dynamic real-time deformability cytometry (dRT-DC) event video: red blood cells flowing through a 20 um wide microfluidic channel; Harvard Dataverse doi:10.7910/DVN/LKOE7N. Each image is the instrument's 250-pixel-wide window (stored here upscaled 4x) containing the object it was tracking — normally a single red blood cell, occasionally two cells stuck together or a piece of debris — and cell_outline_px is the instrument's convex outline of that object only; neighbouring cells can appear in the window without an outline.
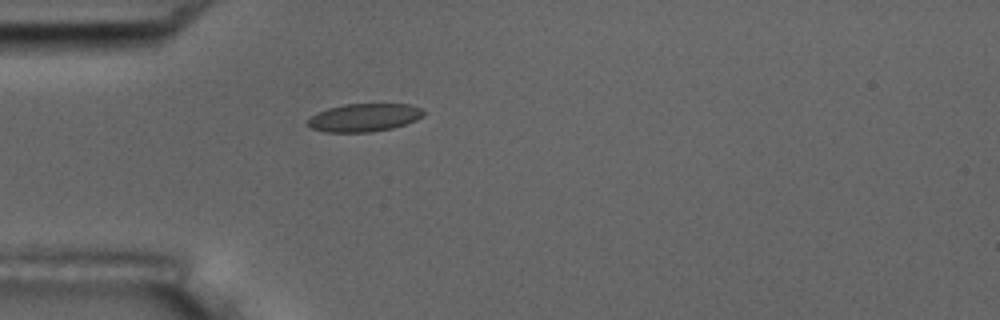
{"species": "common noctule bat (a hibernating species)", "species_latin": "Nyctalus noctula", "temperature_condition": "room temperature", "stored_images_in_passage": 1, "camera_frame_rate_fps": 3000, "um_per_image_px": 0.085, "animal": {"sex": "male", "body_mass_g": 17.5, "forearm_length_mm": 52.3}, "frame": {"image": 1, "passage_image": 1, "time_ms": 0.0, "image_size_px": [1000, 320], "cell_outline_px": [[424, 116], [416, 120], [392, 128], [372, 132], [324, 132], [312, 128], [304, 124], [316, 112], [328, 108], [344, 104], [408, 104], [420, 108], [424, 112]], "centroid_in_image_um": [30.92, 9.99], "position_along_channel_um": 54.1, "area_um2": 18.96}}